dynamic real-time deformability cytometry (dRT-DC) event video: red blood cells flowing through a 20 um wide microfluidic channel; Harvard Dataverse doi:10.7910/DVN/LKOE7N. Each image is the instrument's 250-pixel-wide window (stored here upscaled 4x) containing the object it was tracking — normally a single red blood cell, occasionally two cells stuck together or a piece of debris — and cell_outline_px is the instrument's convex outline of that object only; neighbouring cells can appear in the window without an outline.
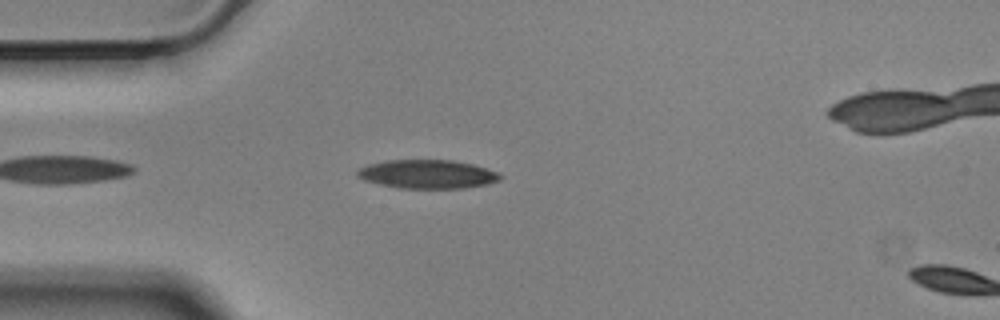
{"species": "Egyptian fruit bat (a non-hibernating species)", "species_latin": "Rousettus aegyptiacus", "temperature_condition": "cold", "stored_images_in_passage": 7, "camera_frame_rate_fps": 3000, "um_per_image_px": 0.085, "animal": {"sex": "male"}, "frame": {"image": 1, "passage_image": 5, "time_ms": 1.333, "image_size_px": [1000, 320], "cell_outline_px": [[504, 176], [500, 180], [488, 184], [464, 188], [400, 188], [380, 184], [364, 180], [356, 176], [356, 172], [360, 168], [368, 164], [388, 160], [452, 160], [472, 164], [496, 172]], "centroid_in_image_um": [36.33, 14.8], "position_along_channel_um": 48.7, "area_um2": 23.81}}